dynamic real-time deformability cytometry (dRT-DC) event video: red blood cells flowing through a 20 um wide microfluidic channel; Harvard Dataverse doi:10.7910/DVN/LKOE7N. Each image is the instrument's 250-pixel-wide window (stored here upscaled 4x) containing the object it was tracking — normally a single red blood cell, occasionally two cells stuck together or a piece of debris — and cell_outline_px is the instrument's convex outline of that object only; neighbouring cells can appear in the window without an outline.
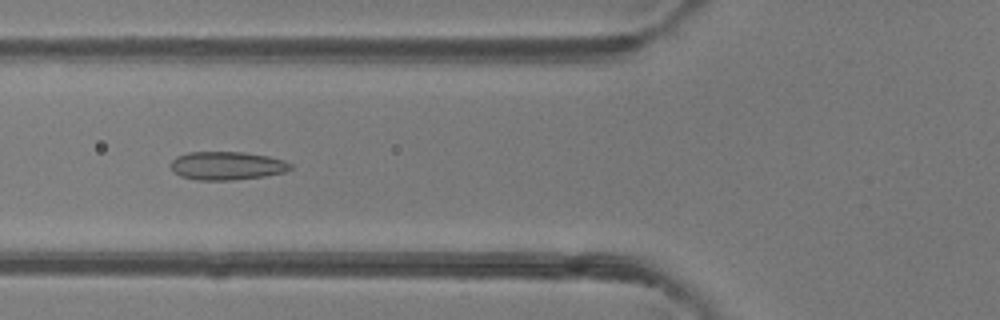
{"species": "common noctule bat (a hibernating species)", "species_latin": "Nyctalus noctula", "temperature_condition": "room temperature", "stored_images_in_passage": 6, "camera_frame_rate_fps": 3000, "um_per_image_px": 0.085, "animal": {"sex": "female"}, "frame": {"image": 1, "passage_image": 6, "time_ms": 5.667, "image_size_px": [1000, 320], "cell_outline_px": [[292, 168], [284, 172], [264, 176], [232, 180], [196, 180], [180, 176], [172, 172], [172, 160], [176, 156], [188, 152], [244, 152], [268, 156], [284, 160], [292, 164]], "centroid_in_image_um": [19.28, 14.08], "position_along_channel_um": 106.5, "area_um2": 19.83}}